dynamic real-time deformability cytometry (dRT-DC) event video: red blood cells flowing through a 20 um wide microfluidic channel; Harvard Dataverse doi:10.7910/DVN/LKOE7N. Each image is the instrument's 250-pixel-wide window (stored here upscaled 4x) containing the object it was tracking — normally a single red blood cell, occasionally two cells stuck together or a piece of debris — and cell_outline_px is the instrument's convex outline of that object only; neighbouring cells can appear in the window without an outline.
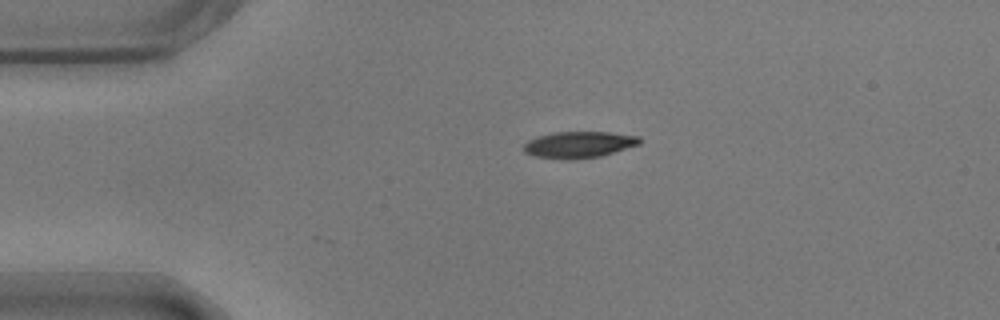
{"species": "common noctule bat (a hibernating species)", "species_latin": "Nyctalus noctula", "temperature_condition": "warm", "stored_images_in_passage": 2, "camera_frame_rate_fps": 3000, "um_per_image_px": 0.085, "animal": {"sex": "male", "body_mass_g": 17.9}, "frame": {"image": 1, "passage_image": 2, "time_ms": 0.333, "image_size_px": [1000, 320], "cell_outline_px": [[640, 144], [600, 156], [572, 160], [564, 160], [536, 156], [524, 152], [524, 144], [528, 140], [536, 136], [552, 132], [608, 132], [640, 136]], "centroid_in_image_um": [49.18, 12.29], "position_along_channel_um": 35.8, "area_um2": 17.92}}